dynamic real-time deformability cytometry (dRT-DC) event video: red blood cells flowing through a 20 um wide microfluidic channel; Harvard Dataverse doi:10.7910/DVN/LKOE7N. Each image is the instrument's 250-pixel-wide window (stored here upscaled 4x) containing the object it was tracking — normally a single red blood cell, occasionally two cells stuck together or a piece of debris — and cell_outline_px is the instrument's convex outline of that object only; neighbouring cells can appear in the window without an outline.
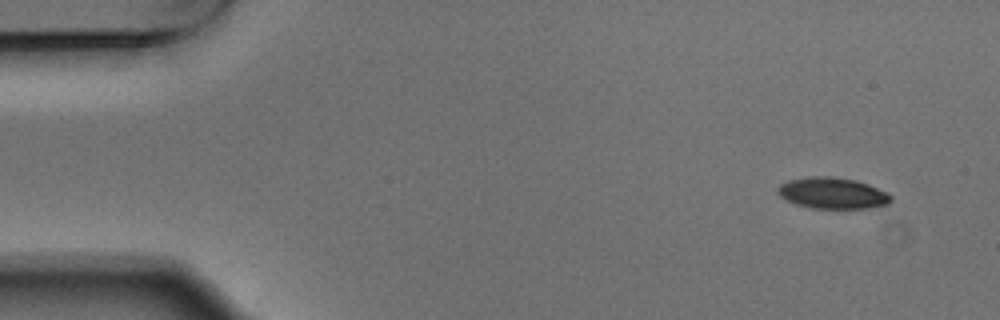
{"species": "Egyptian fruit bat (a non-hibernating species)", "species_latin": "Rousettus aegyptiacus", "temperature_condition": "warm", "stored_images_in_passage": 5, "camera_frame_rate_fps": 3000, "um_per_image_px": 0.085, "animal": {"sex": "male"}, "frame": {"image": 1, "passage_image": 1, "time_ms": 0.0, "image_size_px": [1000, 320], "cell_outline_px": [[892, 200], [888, 204], [868, 208], [812, 208], [796, 204], [780, 196], [776, 192], [776, 188], [780, 184], [788, 180], [812, 176], [832, 176], [856, 180], [868, 184], [888, 192], [892, 196]], "centroid_in_image_um": [70.77, 16.41], "position_along_channel_um": 14.2, "area_um2": 20.69}}
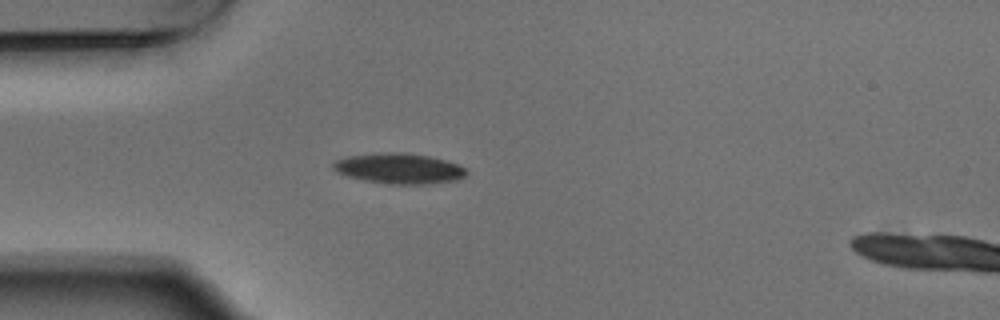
{"frame": {"image": 2, "passage_image": 4, "time_ms": 1.0, "image_size_px": [1000, 320], "cell_outline_px": [[468, 172], [464, 176], [456, 180], [428, 184], [392, 184], [364, 180], [348, 176], [336, 172], [332, 168], [332, 164], [336, 160], [348, 156], [376, 152], [404, 152], [428, 156], [444, 160], [456, 164], [464, 168]], "centroid_in_image_um": [33.88, 14.31], "position_along_channel_um": 51.1, "area_um2": 23.58}}